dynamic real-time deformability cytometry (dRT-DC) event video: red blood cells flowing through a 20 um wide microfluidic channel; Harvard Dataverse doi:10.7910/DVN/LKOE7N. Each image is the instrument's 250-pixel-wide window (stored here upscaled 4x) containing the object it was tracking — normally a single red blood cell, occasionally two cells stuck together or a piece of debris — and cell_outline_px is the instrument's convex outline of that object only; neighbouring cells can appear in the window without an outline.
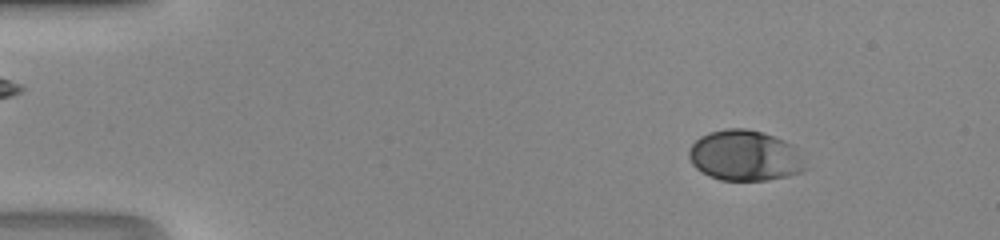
{"species": "human", "species_latin": "Homo sapiens", "temperature_condition": "room temperature", "stored_images_in_passage": 48, "camera_frame_rate_fps": 3000, "um_per_image_px": 0.085, "donor": {"sex": "male"}, "frame": {"image": 1, "passage_image": 7, "time_ms": 2.0, "image_size_px": [1000, 240], "cell_outline_px": [[808, 168], [800, 172], [788, 176], [768, 180], [720, 180], [708, 176], [696, 168], [692, 164], [688, 156], [688, 148], [700, 136], [708, 132], [728, 128], [744, 128], [764, 132], [784, 140], [792, 144], [796, 148]], "centroid_in_image_um": [63.3, 13.22], "position_along_channel_um": 21.7, "area_um2": 34.62}}
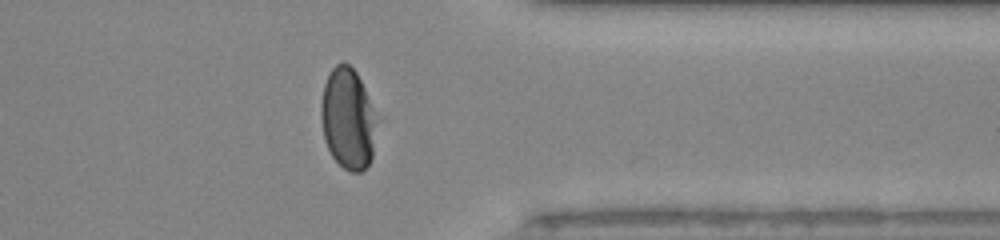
{"frame": {"image": 2, "passage_image": 39, "time_ms": 12.667, "image_size_px": [1000, 240], "cell_outline_px": [[380, 120], [372, 156], [368, 164], [360, 172], [348, 172], [332, 156], [324, 140], [320, 116], [320, 104], [324, 84], [332, 68], [336, 64], [348, 64], [356, 72]], "centroid_in_image_um": [29.6, 10.12], "position_along_channel_um": 381.8, "area_um2": 33.29}}
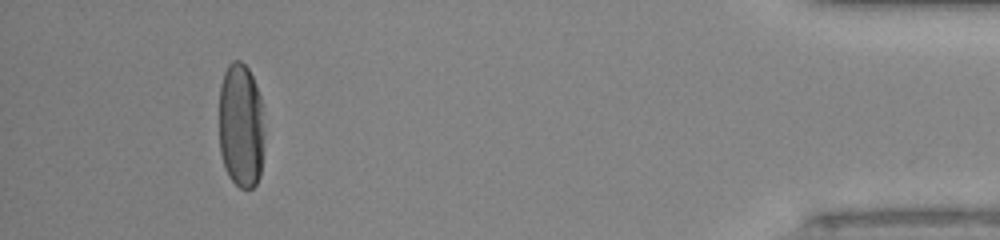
{"frame": {"image": 3, "passage_image": 45, "time_ms": 14.667, "image_size_px": [1000, 240], "cell_outline_px": [[264, 132], [260, 176], [256, 184], [252, 188], [240, 188], [228, 176], [220, 152], [220, 84], [224, 72], [228, 64], [232, 60], [240, 60], [248, 68], [256, 84], [260, 96]], "centroid_in_image_um": [20.48, 10.66], "position_along_channel_um": 414.7, "area_um2": 33.12}}